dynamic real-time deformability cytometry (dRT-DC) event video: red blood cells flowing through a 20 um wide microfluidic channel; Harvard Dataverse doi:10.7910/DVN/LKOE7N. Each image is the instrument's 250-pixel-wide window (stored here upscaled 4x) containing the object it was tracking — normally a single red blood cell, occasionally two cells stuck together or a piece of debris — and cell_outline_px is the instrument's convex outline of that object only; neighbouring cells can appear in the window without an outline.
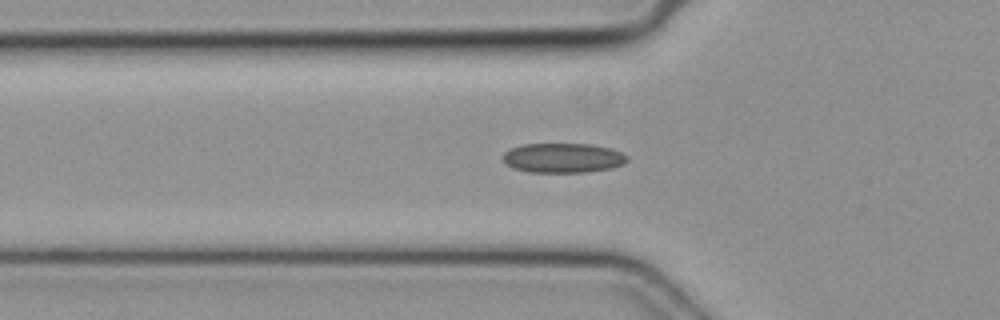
{"species": "common noctule bat (a hibernating species)", "species_latin": "Nyctalus noctula", "temperature_condition": "cold", "stored_images_in_passage": 35, "camera_frame_rate_fps": 3000, "um_per_image_px": 0.085, "animal": {"sex": "female", "body_mass_g": 19.3, "forearm_length_mm": 54.1}, "frame": {"image": 1, "passage_image": 10, "time_ms": 3.0, "image_size_px": [1000, 320], "cell_outline_px": [[628, 160], [624, 164], [612, 168], [588, 172], [528, 172], [512, 168], [500, 156], [504, 152], [512, 148], [524, 144], [592, 144], [612, 148], [628, 156]], "centroid_in_image_um": [47.87, 13.42], "position_along_channel_um": 77.9, "area_um2": 21.62}}
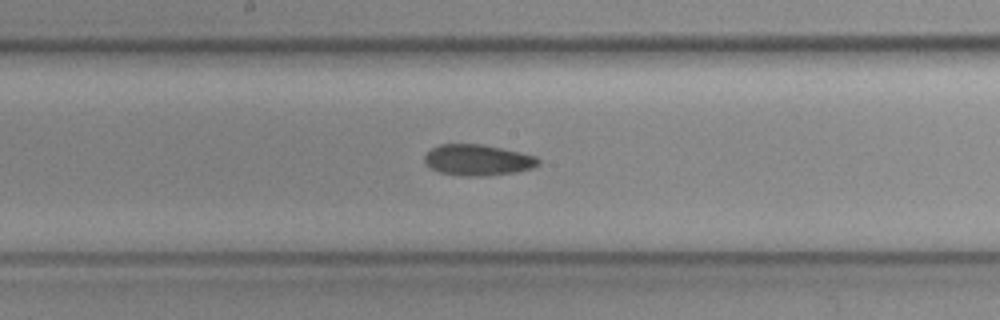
{"frame": {"image": 2, "passage_image": 19, "time_ms": 6.0, "image_size_px": [1000, 320], "cell_outline_px": [[540, 164], [536, 168], [516, 172], [484, 176], [464, 176], [440, 172], [424, 164], [424, 156], [432, 148], [440, 144], [480, 144], [520, 152], [536, 156], [540, 160]], "centroid_in_image_um": [40.64, 13.61], "position_along_channel_um": 207.6, "area_um2": 20.63}}
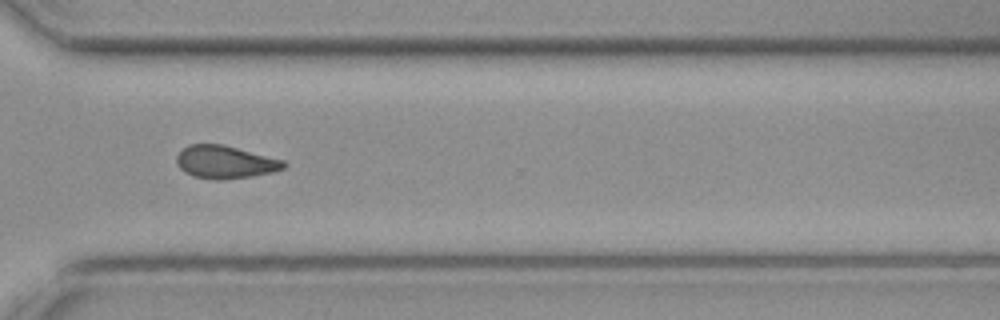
{"frame": {"image": 3, "passage_image": 29, "time_ms": 9.333, "image_size_px": [1000, 320], "cell_outline_px": [[288, 164], [284, 168], [272, 172], [252, 176], [220, 180], [216, 180], [192, 176], [184, 172], [176, 164], [176, 156], [188, 144], [220, 144], [284, 160]], "centroid_in_image_um": [19.12, 13.78], "position_along_channel_um": 351.5, "area_um2": 20.4}}